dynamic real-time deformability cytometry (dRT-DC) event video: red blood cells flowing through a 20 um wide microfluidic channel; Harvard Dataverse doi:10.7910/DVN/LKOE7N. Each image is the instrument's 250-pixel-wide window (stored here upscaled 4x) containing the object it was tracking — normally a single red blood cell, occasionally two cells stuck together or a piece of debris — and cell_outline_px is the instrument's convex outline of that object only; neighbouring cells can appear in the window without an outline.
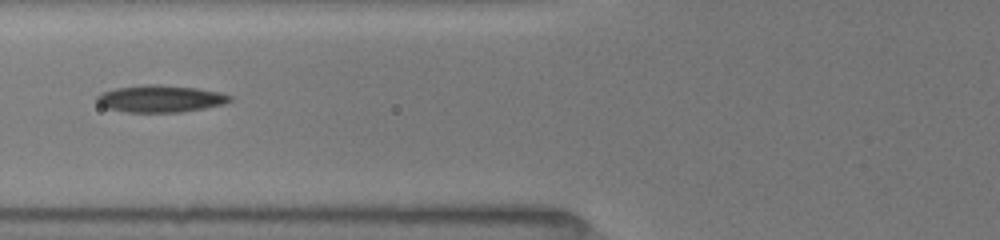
{"species": "common noctule bat (a hibernating species)", "species_latin": "Nyctalus noctula", "temperature_condition": "room temperature", "stored_images_in_passage": 20, "camera_frame_rate_fps": 3000, "um_per_image_px": 0.085, "animal": {"sex": "female", "body_mass_g": 19.5, "forearm_length_mm": 54.1}, "frame": {"image": 1, "passage_image": 6, "time_ms": 1.667, "image_size_px": [1000, 240], "cell_outline_px": [[232, 100], [224, 104], [204, 108], [180, 112], [128, 112], [108, 108], [100, 104], [96, 100], [96, 96], [100, 92], [116, 88], [144, 84], [160, 84], [196, 88], [220, 92], [232, 96]], "centroid_in_image_um": [13.63, 8.38], "position_along_channel_um": 112.2, "area_um2": 20.98}}
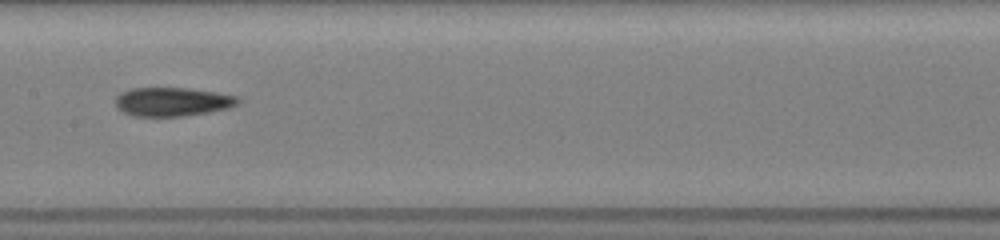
{"frame": {"image": 2, "passage_image": 12, "time_ms": 3.667, "image_size_px": [1000, 240], "cell_outline_px": [[240, 100], [236, 104], [228, 108], [208, 112], [184, 116], [132, 116], [116, 108], [116, 96], [120, 92], [132, 88], [188, 88], [216, 92], [236, 96]], "centroid_in_image_um": [14.61, 8.65], "position_along_channel_um": 192.8, "area_um2": 20.52}}
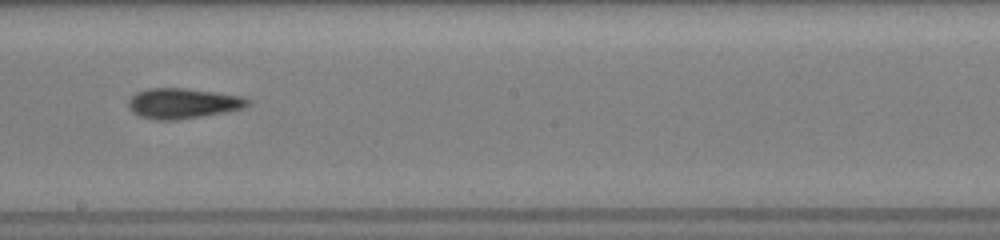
{"frame": {"image": 3, "passage_image": 15, "time_ms": 4.667, "image_size_px": [1000, 240], "cell_outline_px": [[252, 100], [244, 108], [228, 112], [176, 120], [156, 120], [140, 116], [132, 112], [128, 108], [128, 100], [136, 92], [148, 88], [184, 88], [216, 92], [244, 96]], "centroid_in_image_um": [15.56, 8.78], "position_along_channel_um": 232.6, "area_um2": 21.33}}